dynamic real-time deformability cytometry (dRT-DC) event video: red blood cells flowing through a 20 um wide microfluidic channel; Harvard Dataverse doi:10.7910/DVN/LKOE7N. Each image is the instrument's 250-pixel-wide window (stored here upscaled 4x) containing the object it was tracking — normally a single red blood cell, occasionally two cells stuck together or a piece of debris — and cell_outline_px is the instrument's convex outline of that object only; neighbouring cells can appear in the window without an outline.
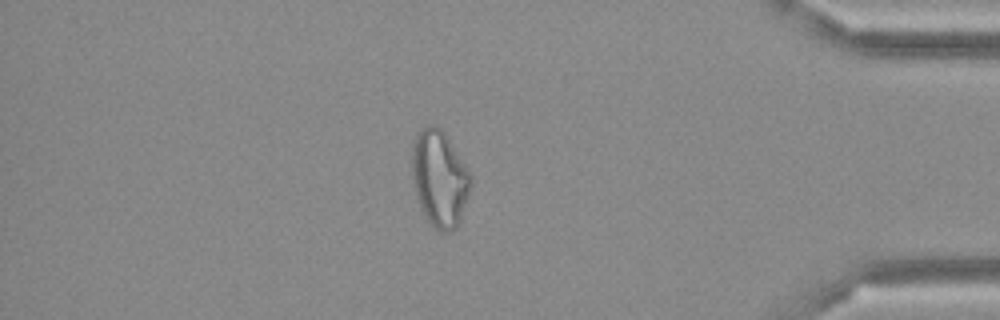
{"species": "Egyptian fruit bat (a non-hibernating species)", "species_latin": "Rousettus aegyptiacus", "temperature_condition": "cold", "stored_images_in_passage": 49, "camera_frame_rate_fps": 3000, "um_per_image_px": 0.085, "frame": {"image": 1, "passage_image": 42, "time_ms": 13.667, "image_size_px": [1000, 320], "cell_outline_px": [[472, 184], [460, 220], [456, 228], [448, 232], [440, 232], [428, 220], [416, 196], [412, 184], [412, 144], [420, 128], [428, 124], [436, 124], [444, 132], [468, 168], [472, 176]], "centroid_in_image_um": [37.36, 15.14], "position_along_channel_um": 397.8, "area_um2": 33.12}}